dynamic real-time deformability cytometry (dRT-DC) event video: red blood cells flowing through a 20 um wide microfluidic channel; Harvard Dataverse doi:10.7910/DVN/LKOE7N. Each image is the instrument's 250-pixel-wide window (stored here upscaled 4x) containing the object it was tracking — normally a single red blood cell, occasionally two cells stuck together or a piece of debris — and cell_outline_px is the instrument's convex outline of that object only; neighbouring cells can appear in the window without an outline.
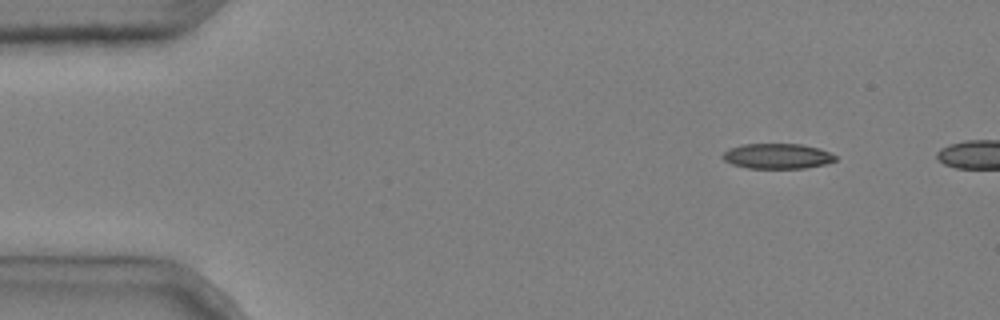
{"species": "common noctule bat (a hibernating species)", "species_latin": "Nyctalus noctula", "temperature_condition": "cold", "stored_images_in_passage": 2, "camera_frame_rate_fps": 3000, "um_per_image_px": 0.085, "animal": {"sex": "male", "body_mass_g": 20.4}, "frame": {"image": 1, "passage_image": 1, "time_ms": 0.0, "image_size_px": [1000, 320], "cell_outline_px": [[836, 160], [824, 164], [804, 168], [748, 168], [732, 164], [724, 160], [720, 156], [728, 148], [744, 144], [804, 144], [820, 148], [836, 156]], "centroid_in_image_um": [66.05, 13.26], "position_along_channel_um": 19.0, "area_um2": 16.59}}